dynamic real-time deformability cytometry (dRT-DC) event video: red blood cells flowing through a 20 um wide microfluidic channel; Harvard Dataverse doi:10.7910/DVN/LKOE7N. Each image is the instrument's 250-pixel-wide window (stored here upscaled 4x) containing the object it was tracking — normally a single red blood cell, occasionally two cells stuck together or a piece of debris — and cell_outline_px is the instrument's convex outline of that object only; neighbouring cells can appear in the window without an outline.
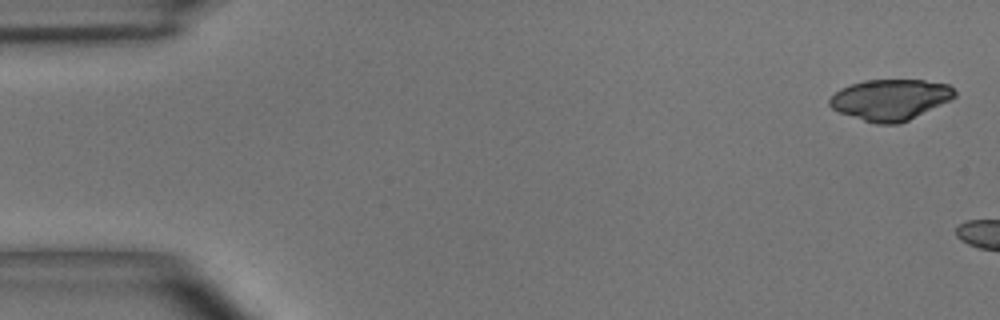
{"species": "common noctule bat (a hibernating species)", "species_latin": "Nyctalus noctula", "temperature_condition": "room temperature", "stored_images_in_passage": 2, "camera_frame_rate_fps": 3000, "um_per_image_px": 0.085, "animal": {"sex": "male", "body_mass_g": 15.6}, "frame": {"image": 1, "passage_image": 1, "time_ms": 0.0, "image_size_px": [1000, 320], "cell_outline_px": [[956, 96], [900, 124], [876, 124], [840, 112], [832, 108], [828, 104], [828, 100], [840, 88], [864, 80], [924, 80], [948, 84], [956, 92]], "centroid_in_image_um": [75.65, 8.46], "position_along_channel_um": 9.4, "area_um2": 29.42}}